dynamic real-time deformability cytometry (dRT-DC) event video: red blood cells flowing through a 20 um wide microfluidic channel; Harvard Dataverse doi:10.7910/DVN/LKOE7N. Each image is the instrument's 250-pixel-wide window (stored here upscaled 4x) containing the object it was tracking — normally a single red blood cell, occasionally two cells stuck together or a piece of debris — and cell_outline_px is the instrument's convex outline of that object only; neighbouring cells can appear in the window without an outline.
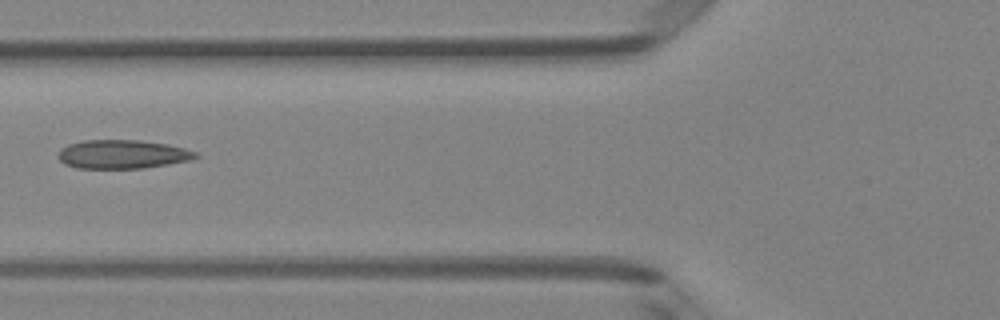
{"species": "Egyptian fruit bat (a non-hibernating species)", "species_latin": "Rousettus aegyptiacus", "temperature_condition": "room temperature", "stored_images_in_passage": 5, "camera_frame_rate_fps": 3000, "um_per_image_px": 0.085, "animal": {"sex": "female"}, "frame": {"image": 1, "passage_image": 5, "time_ms": 1.333, "image_size_px": [1000, 320], "cell_outline_px": [[200, 156], [192, 160], [144, 168], [76, 168], [64, 164], [60, 160], [60, 148], [68, 144], [80, 140], [140, 140], [168, 144], [184, 148], [196, 152]], "centroid_in_image_um": [10.42, 13.11], "position_along_channel_um": 115.4, "area_um2": 23.12}}